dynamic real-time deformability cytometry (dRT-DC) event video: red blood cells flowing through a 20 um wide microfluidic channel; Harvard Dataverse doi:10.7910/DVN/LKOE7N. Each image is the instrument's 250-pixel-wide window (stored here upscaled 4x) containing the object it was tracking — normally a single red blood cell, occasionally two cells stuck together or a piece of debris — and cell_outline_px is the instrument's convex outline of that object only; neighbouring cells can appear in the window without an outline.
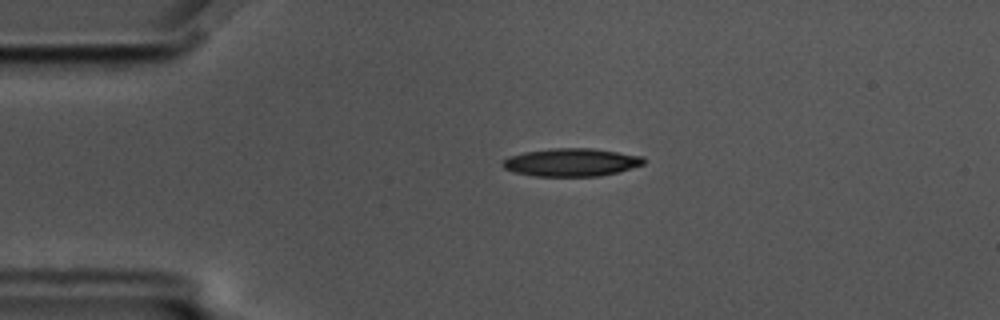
{"species": "common noctule bat (a hibernating species)", "species_latin": "Nyctalus noctula", "temperature_condition": "cold", "stored_images_in_passage": 50, "camera_frame_rate_fps": 3000, "um_per_image_px": 0.085, "animal": {"sex": "male", "body_mass_g": 17.5, "forearm_length_mm": 52.3}, "frame": {"image": 1, "passage_image": 5, "time_ms": 1.333, "image_size_px": [1000, 320], "cell_outline_px": [[644, 164], [616, 172], [600, 176], [532, 176], [512, 172], [504, 168], [500, 164], [508, 156], [524, 152], [552, 148], [592, 148], [644, 156]], "centroid_in_image_um": [48.52, 13.79], "position_along_channel_um": 36.5, "area_um2": 23.06}}
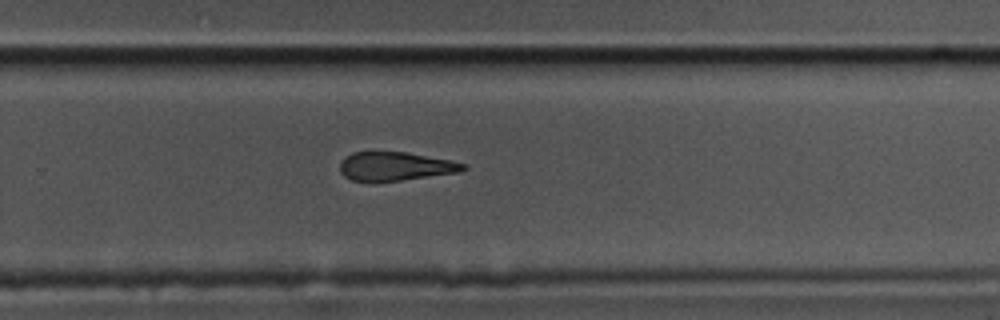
{"frame": {"image": 2, "passage_image": 30, "time_ms": 9.667, "image_size_px": [1000, 320], "cell_outline_px": [[468, 168], [460, 172], [372, 184], [352, 180], [344, 176], [340, 172], [340, 160], [344, 156], [352, 152], [404, 152], [448, 160], [468, 164]], "centroid_in_image_um": [33.54, 14.17], "position_along_channel_um": 296.3, "area_um2": 21.04}}
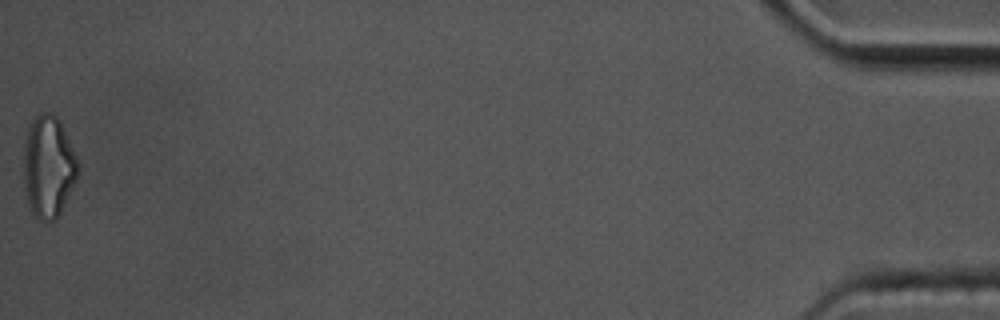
{"frame": {"image": 3, "passage_image": 50, "time_ms": 16.333, "image_size_px": [1000, 320], "cell_outline_px": [[80, 172], [56, 220], [40, 220], [28, 208], [24, 180], [24, 144], [28, 128], [32, 120], [40, 112], [52, 112], [60, 120], [80, 164]], "centroid_in_image_um": [4.12, 14.14], "position_along_channel_um": 431.1, "area_um2": 32.43}}